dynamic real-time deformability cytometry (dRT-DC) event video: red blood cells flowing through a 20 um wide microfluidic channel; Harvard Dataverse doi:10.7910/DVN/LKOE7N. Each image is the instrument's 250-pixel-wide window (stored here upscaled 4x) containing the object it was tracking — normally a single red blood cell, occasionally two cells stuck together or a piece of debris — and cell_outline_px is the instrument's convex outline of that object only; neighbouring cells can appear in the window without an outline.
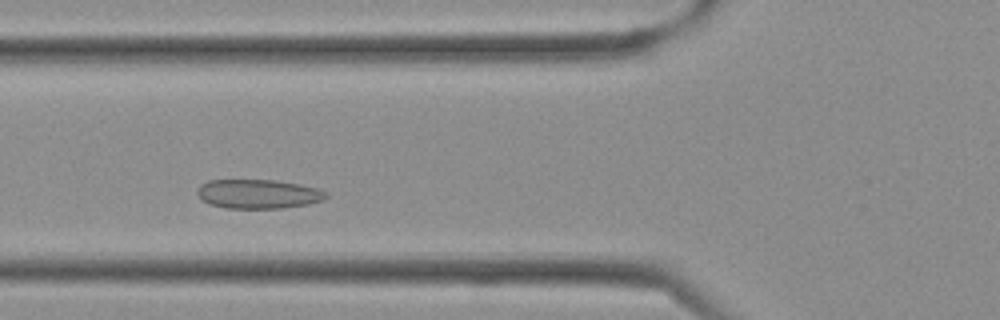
{"species": "Egyptian fruit bat (a non-hibernating species)", "species_latin": "Rousettus aegyptiacus", "temperature_condition": "cold", "stored_images_in_passage": 32, "camera_frame_rate_fps": 3000, "um_per_image_px": 0.085, "frame": {"image": 1, "passage_image": 8, "time_ms": 2.333, "image_size_px": [1000, 320], "cell_outline_px": [[328, 196], [320, 200], [308, 204], [284, 208], [224, 208], [208, 204], [196, 192], [196, 188], [200, 184], [208, 180], [276, 180], [300, 184], [316, 188], [328, 192]], "centroid_in_image_um": [21.92, 16.48], "position_along_channel_um": 103.9, "area_um2": 21.96}}
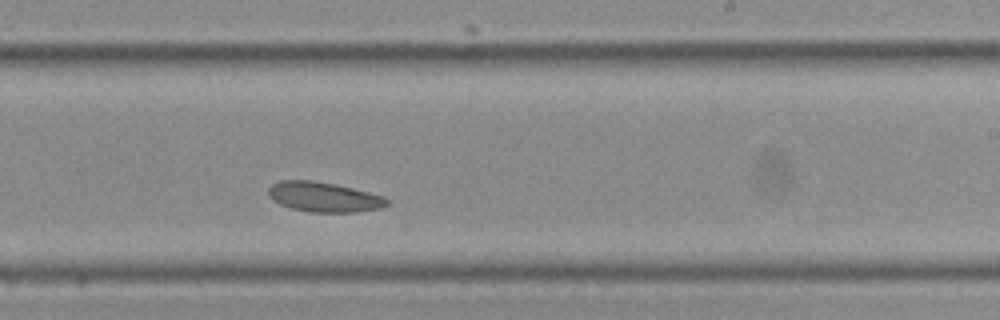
{"frame": {"image": 2, "passage_image": 17, "time_ms": 5.333, "image_size_px": [1000, 320], "cell_outline_px": [[388, 204], [380, 208], [352, 212], [312, 212], [292, 208], [280, 204], [272, 200], [268, 196], [268, 188], [272, 184], [280, 180], [312, 180], [352, 188], [384, 196], [388, 200]], "centroid_in_image_um": [27.49, 16.74], "position_along_channel_um": 261.5, "area_um2": 20.46}}
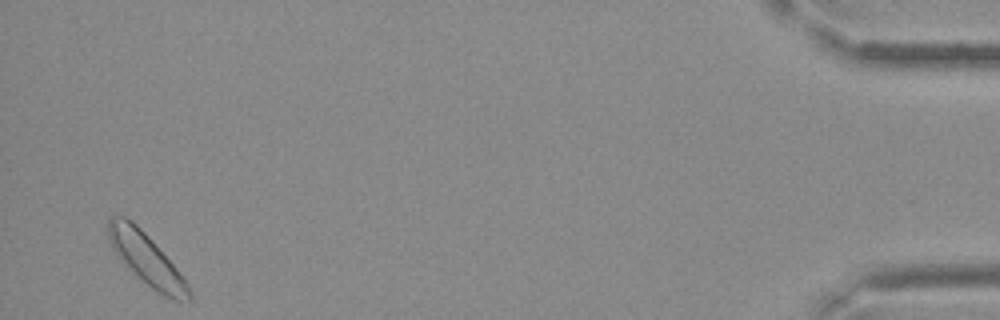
{"frame": {"image": 3, "passage_image": 31, "time_ms": 10.0, "image_size_px": [1000, 320], "cell_outline_px": [[192, 300], [172, 300], [156, 292], [136, 276], [128, 268], [112, 248], [108, 240], [108, 220], [112, 216], [124, 216], [132, 220], [148, 236], [180, 272], [188, 284], [192, 292]], "centroid_in_image_um": [12.45, 22.05], "position_along_channel_um": 422.7, "area_um2": 24.1}}